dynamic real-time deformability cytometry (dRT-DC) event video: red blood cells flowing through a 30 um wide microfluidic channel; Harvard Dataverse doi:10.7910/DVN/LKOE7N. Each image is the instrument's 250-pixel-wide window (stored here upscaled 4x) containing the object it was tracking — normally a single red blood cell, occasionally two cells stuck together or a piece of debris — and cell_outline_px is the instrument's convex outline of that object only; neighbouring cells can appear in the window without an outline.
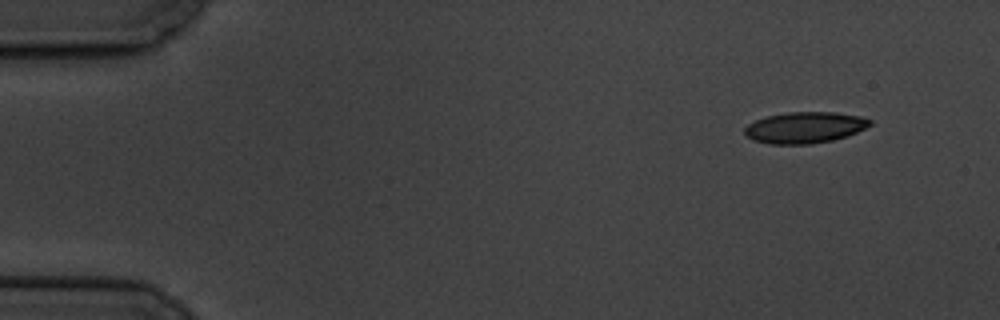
{"species": "common noctule bat (a hibernating species)", "species_latin": "Nyctalus noctula", "temperature_condition": "cold", "stored_images_in_passage": 4, "camera_frame_rate_fps": 3000, "um_per_image_px": 0.085, "animal": {"sex": "male", "body_mass_g": 19.5, "forearm_length_mm": 54.6}, "frame": {"image": 1, "passage_image": 1, "time_ms": 0.0, "image_size_px": [1000, 320], "cell_outline_px": [[872, 124], [848, 136], [832, 140], [812, 144], [768, 144], [752, 140], [744, 132], [744, 128], [748, 124], [764, 116], [788, 112], [836, 112], [860, 116], [872, 120]], "centroid_in_image_um": [68.39, 10.84], "position_along_channel_um": 16.6, "area_um2": 22.95}}